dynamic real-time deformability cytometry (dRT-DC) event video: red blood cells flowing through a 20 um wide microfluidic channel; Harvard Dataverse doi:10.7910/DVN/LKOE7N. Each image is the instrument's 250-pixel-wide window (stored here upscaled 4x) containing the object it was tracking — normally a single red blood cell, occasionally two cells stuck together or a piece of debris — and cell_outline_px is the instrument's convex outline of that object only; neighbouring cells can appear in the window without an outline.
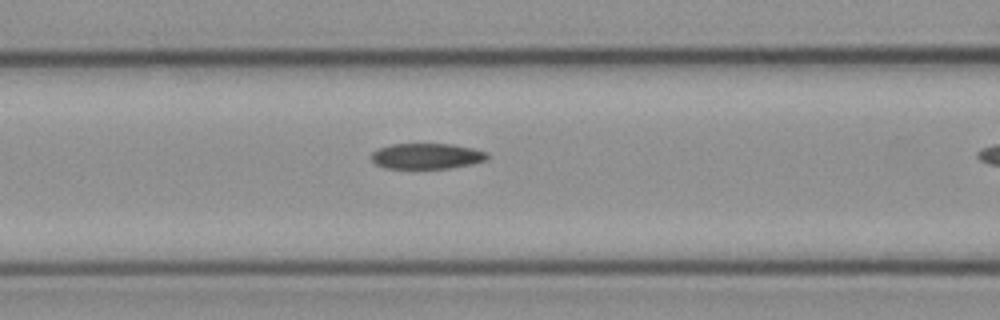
{"species": "common noctule bat (a hibernating species)", "species_latin": "Nyctalus noctula", "temperature_condition": "cold", "stored_images_in_passage": 11, "camera_frame_rate_fps": 3000, "um_per_image_px": 0.085, "animal": {"sex": "female", "body_mass_g": 21.9}, "frame": {"image": 1, "passage_image": 7, "time_ms": 2.0, "image_size_px": [1000, 320], "cell_outline_px": [[488, 160], [472, 164], [448, 168], [384, 168], [376, 164], [368, 156], [376, 148], [392, 144], [452, 144], [472, 148], [488, 152]], "centroid_in_image_um": [36.25, 13.26], "position_along_channel_um": 130.4, "area_um2": 17.51}}
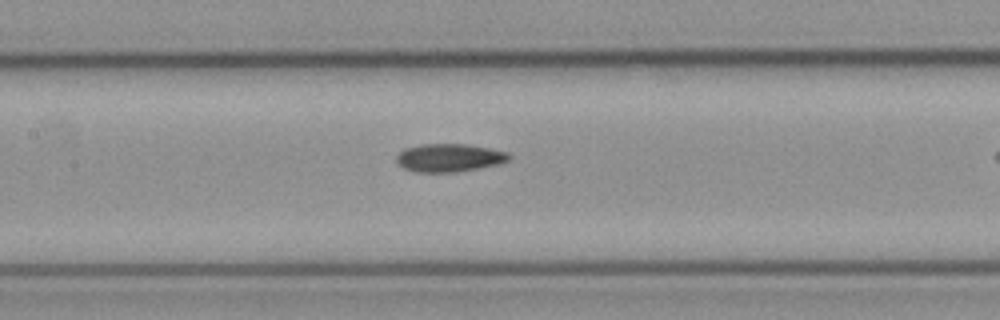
{"frame": {"image": 2, "passage_image": 10, "time_ms": 3.0, "image_size_px": [1000, 320], "cell_outline_px": [[512, 156], [508, 160], [500, 164], [456, 172], [416, 172], [404, 168], [396, 164], [396, 156], [404, 148], [424, 144], [468, 144], [508, 152]], "centroid_in_image_um": [38.18, 13.41], "position_along_channel_um": 169.2, "area_um2": 18.5}}